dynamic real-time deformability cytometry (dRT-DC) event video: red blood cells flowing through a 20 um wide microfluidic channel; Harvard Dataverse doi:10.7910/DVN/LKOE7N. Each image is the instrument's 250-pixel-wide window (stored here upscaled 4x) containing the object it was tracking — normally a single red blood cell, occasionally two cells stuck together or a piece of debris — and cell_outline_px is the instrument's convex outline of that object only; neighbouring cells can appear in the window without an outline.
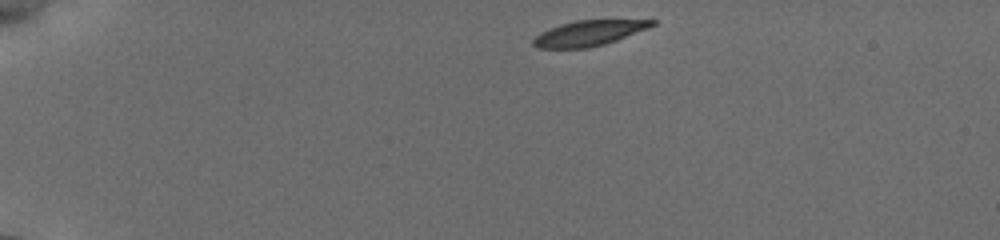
{"species": "common noctule bat (a hibernating species)", "species_latin": "Nyctalus noctula", "temperature_condition": "cold", "stored_images_in_passage": 29, "camera_frame_rate_fps": 3000, "um_per_image_px": 0.085, "animal": {"sex": "female", "body_mass_g": 19.5, "forearm_length_mm": 54.1}, "frame": {"image": 1, "passage_image": 1, "time_ms": 0.0, "image_size_px": [1000, 240], "cell_outline_px": [[656, 24], [648, 28], [616, 40], [604, 44], [588, 48], [536, 48], [532, 44], [532, 40], [540, 32], [548, 28], [560, 24], [576, 20], [656, 20]], "centroid_in_image_um": [50.01, 2.82], "position_along_channel_um": 35.0, "area_um2": 17.51}}
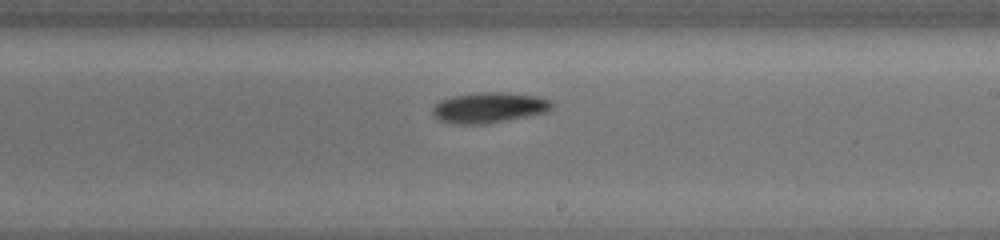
{"frame": {"image": 2, "passage_image": 17, "time_ms": 7.667, "image_size_px": [1000, 240], "cell_outline_px": [[556, 104], [552, 108], [544, 112], [504, 120], [480, 124], [460, 124], [440, 120], [432, 112], [432, 108], [440, 100], [452, 96], [480, 92], [504, 92], [540, 96], [552, 100]], "centroid_in_image_um": [41.6, 9.12], "position_along_channel_um": 247.4, "area_um2": 20.98}}
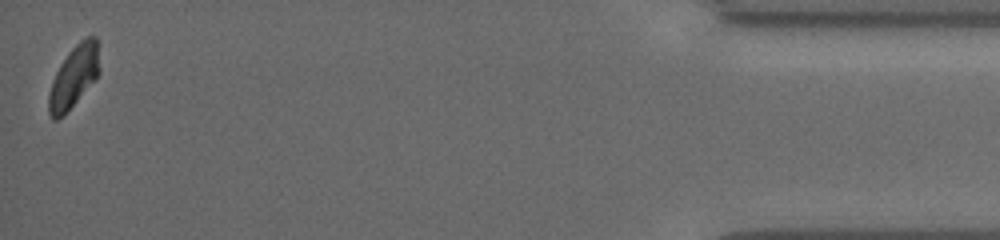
{"frame": {"image": 3, "passage_image": 29, "time_ms": 14.333, "image_size_px": [1000, 240], "cell_outline_px": [[100, 72], [76, 100], [56, 120], [52, 120], [48, 112], [48, 96], [52, 80], [60, 64], [68, 52], [80, 40], [88, 36], [96, 36], [100, 68]], "centroid_in_image_um": [6.26, 6.47], "position_along_channel_um": 428.9, "area_um2": 17.8}, "authors_computed_cell_mechanics": {"area_um2": 19.652, "velocity_mm_per_s": 3.8005, "shape_relaxation_time_tau1_ms": 2.172, "shape_relaxation_time_tau2_ms": null, "deformation_change_tau1": 0.0978, "deformation_change_tau2": null}}